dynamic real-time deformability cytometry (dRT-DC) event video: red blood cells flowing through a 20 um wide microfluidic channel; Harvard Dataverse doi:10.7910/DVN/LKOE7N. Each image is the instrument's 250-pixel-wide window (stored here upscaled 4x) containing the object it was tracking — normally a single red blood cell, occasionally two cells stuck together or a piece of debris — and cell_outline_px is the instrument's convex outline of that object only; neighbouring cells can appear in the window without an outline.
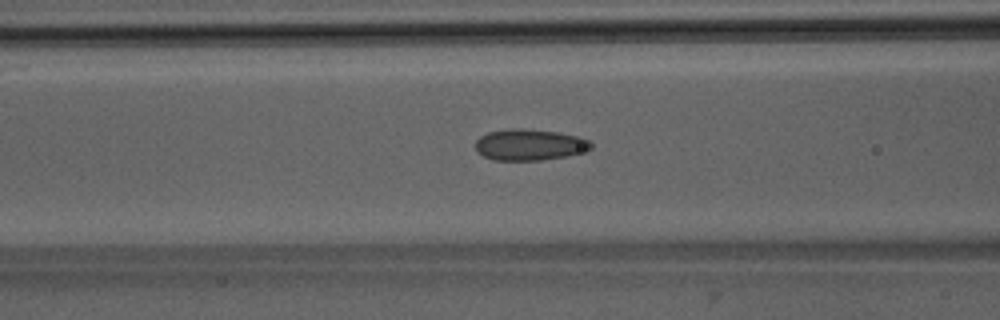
{"species": "Egyptian fruit bat (a non-hibernating species)", "species_latin": "Rousettus aegyptiacus", "temperature_condition": "room temperature", "stored_images_in_passage": 51, "camera_frame_rate_fps": 3000, "um_per_image_px": 0.085, "animal": {"sex": "male"}, "frame": {"image": 1, "passage_image": 21, "time_ms": 6.667, "image_size_px": [1000, 320], "cell_outline_px": [[592, 148], [588, 152], [568, 156], [540, 160], [492, 160], [476, 152], [476, 140], [480, 136], [488, 132], [512, 128], [524, 128], [556, 132], [580, 136], [588, 140], [592, 144]], "centroid_in_image_um": [45.04, 12.31], "position_along_channel_um": 121.6, "area_um2": 21.33}}
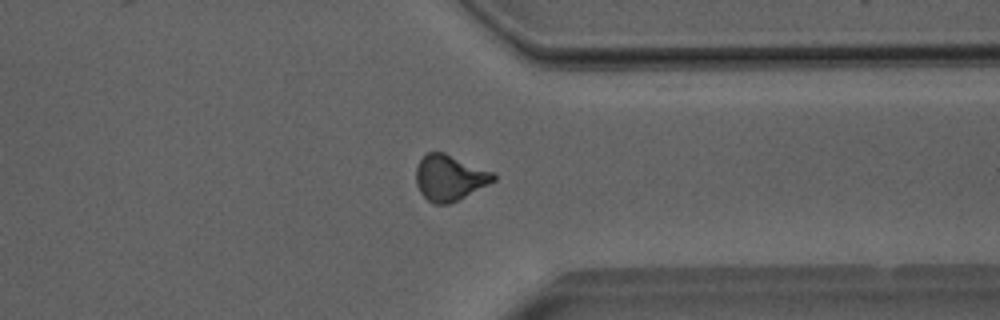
{"frame": {"image": 2, "passage_image": 40, "time_ms": 13.0, "image_size_px": [1000, 320], "cell_outline_px": [[496, 180], [448, 204], [432, 204], [420, 192], [416, 184], [416, 164], [428, 152], [444, 152], [496, 172]], "centroid_in_image_um": [38.22, 15.09], "position_along_channel_um": 373.2, "area_um2": 20.63}}
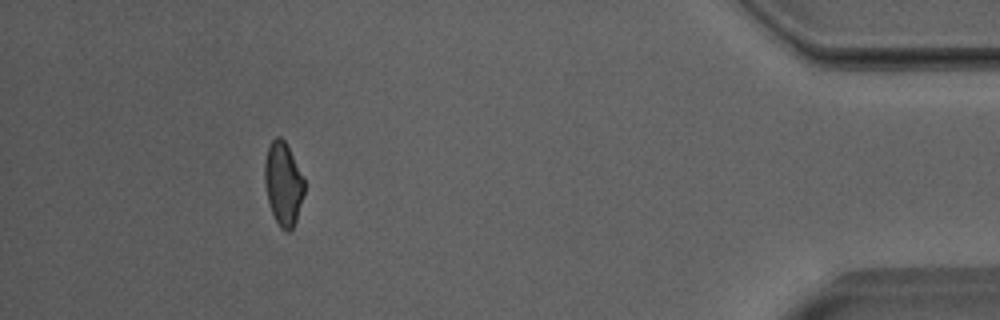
{"frame": {"image": 3, "passage_image": 47, "time_ms": 15.333, "image_size_px": [1000, 320], "cell_outline_px": [[304, 192], [296, 220], [292, 228], [288, 232], [284, 232], [280, 228], [272, 212], [268, 200], [264, 184], [264, 160], [268, 148], [272, 140], [276, 136], [280, 136], [284, 140], [304, 180]], "centroid_in_image_um": [24.05, 15.63], "position_along_channel_um": 411.2, "area_um2": 18.96}, "authors_computed_cell_mechanics": {"area_um2": 20.7502, "velocity_mm_per_s": 4.0097, "shape_relaxation_time_tau1_ms": null, "shape_relaxation_time_tau2_ms": 1.8983, "deformation_change_tau1": null, "deformation_change_tau2": 0.077}}